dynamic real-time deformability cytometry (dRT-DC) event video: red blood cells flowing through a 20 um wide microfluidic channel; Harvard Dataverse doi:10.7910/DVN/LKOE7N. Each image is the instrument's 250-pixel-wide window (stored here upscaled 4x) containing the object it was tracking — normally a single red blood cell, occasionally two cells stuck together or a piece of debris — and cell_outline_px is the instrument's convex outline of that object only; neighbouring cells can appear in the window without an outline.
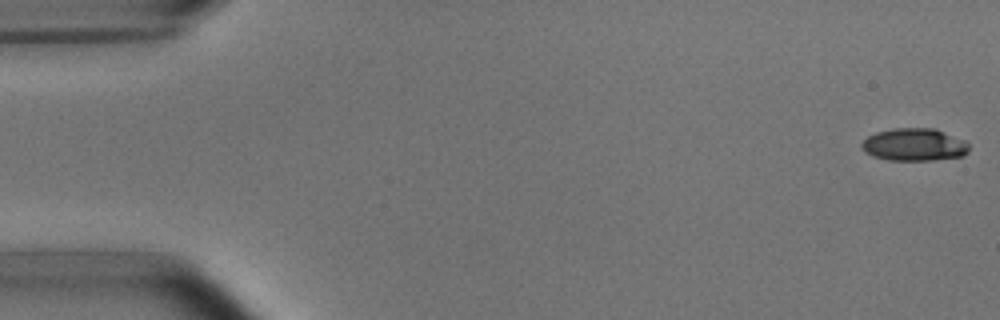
{"species": "common noctule bat (a hibernating species)", "species_latin": "Nyctalus noctula", "temperature_condition": "room temperature", "stored_images_in_passage": 4, "camera_frame_rate_fps": 3000, "um_per_image_px": 0.085, "animal": {"sex": "male", "body_mass_g": 15.6}, "frame": {"image": 1, "passage_image": 1, "time_ms": 0.0, "image_size_px": [1000, 320], "cell_outline_px": [[968, 152], [964, 156], [932, 160], [888, 160], [872, 156], [860, 148], [860, 144], [868, 136], [876, 132], [892, 128], [936, 128], [964, 140], [968, 144]], "centroid_in_image_um": [77.7, 12.29], "position_along_channel_um": 7.3, "area_um2": 20.52}}
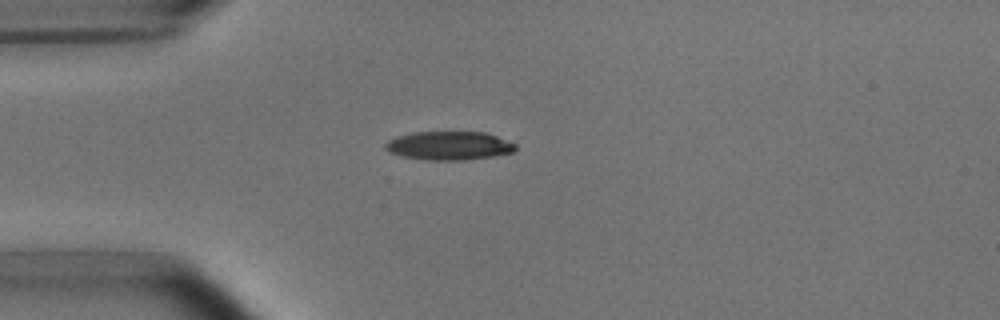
{"frame": {"image": 2, "passage_image": 4, "time_ms": 4.333, "image_size_px": [1000, 320], "cell_outline_px": [[516, 148], [512, 152], [492, 156], [464, 160], [424, 160], [404, 156], [388, 152], [384, 148], [384, 144], [388, 140], [396, 136], [412, 132], [484, 132], [496, 136], [516, 144]], "centroid_in_image_um": [38.12, 12.38], "position_along_channel_um": 46.9, "area_um2": 21.68}}